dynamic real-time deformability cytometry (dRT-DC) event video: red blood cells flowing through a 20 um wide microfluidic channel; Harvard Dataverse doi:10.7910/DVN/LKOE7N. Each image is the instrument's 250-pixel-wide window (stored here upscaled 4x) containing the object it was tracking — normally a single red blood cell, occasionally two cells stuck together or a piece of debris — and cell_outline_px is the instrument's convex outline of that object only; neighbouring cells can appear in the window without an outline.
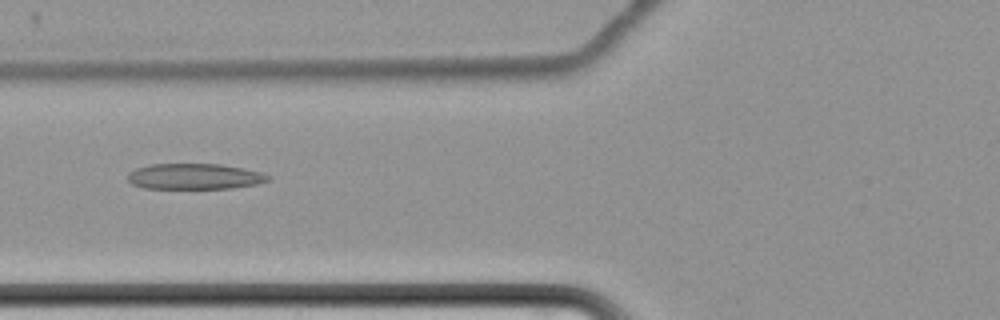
{"species": "common noctule bat (a hibernating species)", "species_latin": "Nyctalus noctula", "temperature_condition": "cold", "stored_images_in_passage": 43, "camera_frame_rate_fps": 3000, "um_per_image_px": 0.085, "animal": {"sex": "female", "body_mass_g": 22.7, "forearm_length_mm": 54.2}, "frame": {"image": 1, "passage_image": 7, "time_ms": 2.0, "image_size_px": [1000, 320], "cell_outline_px": [[272, 180], [256, 184], [232, 188], [144, 188], [132, 184], [128, 180], [128, 172], [136, 168], [148, 164], [220, 164], [244, 168], [260, 172], [272, 176]], "centroid_in_image_um": [16.55, 14.99], "position_along_channel_um": 109.2, "area_um2": 21.15}}
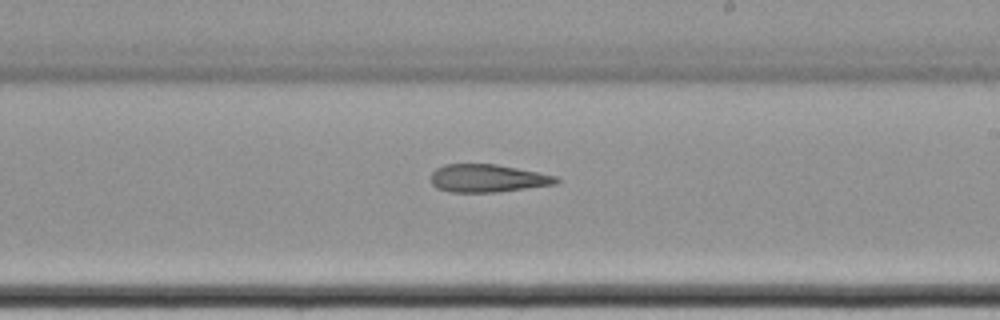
{"frame": {"image": 2, "passage_image": 19, "time_ms": 6.0, "image_size_px": [1000, 320], "cell_outline_px": [[560, 180], [556, 184], [496, 192], [448, 192], [436, 188], [432, 184], [432, 172], [436, 168], [444, 164], [496, 164], [556, 176]], "centroid_in_image_um": [41.41, 15.15], "position_along_channel_um": 247.6, "area_um2": 20.23}}
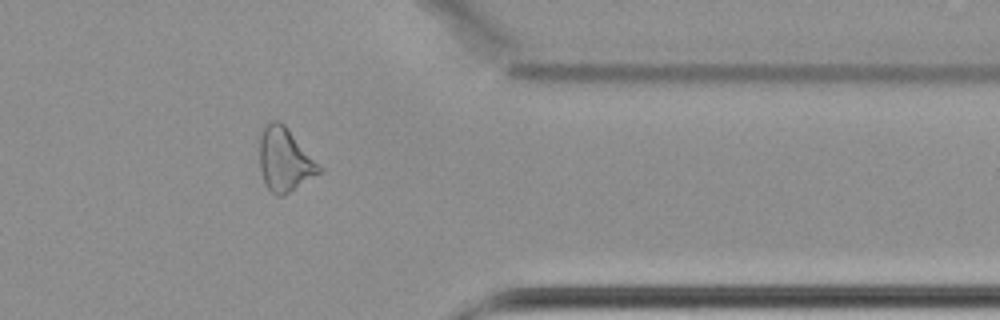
{"frame": {"image": 3, "passage_image": 32, "time_ms": 10.333, "image_size_px": [1000, 320], "cell_outline_px": [[324, 168], [320, 172], [284, 196], [276, 196], [264, 184], [260, 172], [260, 136], [264, 124], [272, 120], [280, 120], [288, 128]], "centroid_in_image_um": [24.19, 13.56], "position_along_channel_um": 387.2, "area_um2": 22.31}, "authors_computed_cell_mechanics": {"area_um2": 21.8484, "velocity_mm_per_s": 3.4564, "shape_relaxation_time_tau1_ms": null, "shape_relaxation_time_tau2_ms": 9.0586, "deformation_change_tau1": null, "deformation_change_tau2": 0.2173}}